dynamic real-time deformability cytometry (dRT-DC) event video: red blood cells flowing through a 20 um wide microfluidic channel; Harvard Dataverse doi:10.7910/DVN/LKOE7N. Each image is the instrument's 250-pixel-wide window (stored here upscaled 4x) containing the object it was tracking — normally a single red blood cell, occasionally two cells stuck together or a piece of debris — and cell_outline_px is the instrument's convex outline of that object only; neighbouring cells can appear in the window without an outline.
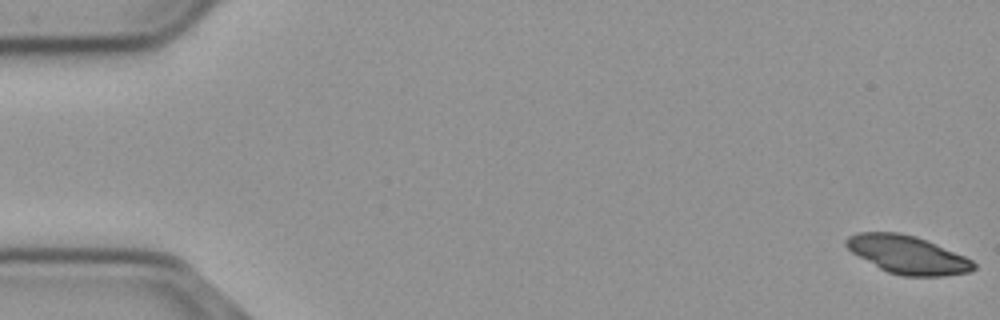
{"species": "common noctule bat (a hibernating species)", "species_latin": "Nyctalus noctula", "temperature_condition": "cold", "stored_images_in_passage": 18, "camera_frame_rate_fps": 3000, "um_per_image_px": 0.085, "animal": {"sex": "male", "body_mass_g": 23.1, "forearm_length_mm": 52.7}, "frame": {"image": 1, "passage_image": 1, "time_ms": 0.0, "image_size_px": [1000, 320], "cell_outline_px": [[976, 268], [968, 272], [944, 276], [900, 276], [888, 272], [880, 268], [852, 252], [844, 244], [844, 240], [848, 236], [856, 232], [900, 232], [916, 236], [928, 240], [964, 256], [972, 260], [976, 264]], "centroid_in_image_um": [77.14, 21.64], "position_along_channel_um": 7.9, "area_um2": 28.32}}